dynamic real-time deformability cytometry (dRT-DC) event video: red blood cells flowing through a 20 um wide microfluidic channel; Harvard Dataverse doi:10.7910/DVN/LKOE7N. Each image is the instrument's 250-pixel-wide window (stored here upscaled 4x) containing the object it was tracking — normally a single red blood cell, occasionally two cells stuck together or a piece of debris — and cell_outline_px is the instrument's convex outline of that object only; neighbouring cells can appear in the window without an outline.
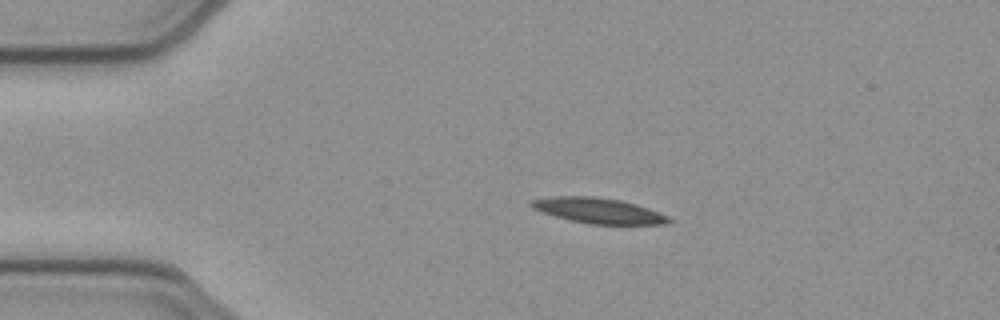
{"species": "common noctule bat (a hibernating species)", "species_latin": "Nyctalus noctula", "temperature_condition": "cold", "stored_images_in_passage": 51, "camera_frame_rate_fps": 3000, "um_per_image_px": 0.085, "animal": {"sex": "female", "body_mass_g": 21.9}, "frame": {"image": 1, "passage_image": 10, "time_ms": 3.0, "image_size_px": [1000, 320], "cell_outline_px": [[672, 220], [668, 224], [588, 224], [540, 212], [532, 208], [528, 204], [528, 200], [552, 196], [596, 196], [620, 200], [636, 204], [648, 208], [668, 216]], "centroid_in_image_um": [50.82, 17.89], "position_along_channel_um": 34.2, "area_um2": 20.46}}
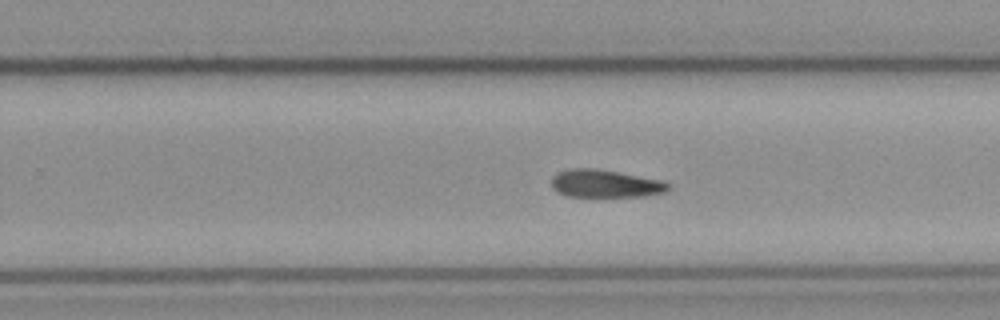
{"frame": {"image": 2, "passage_image": 32, "time_ms": 10.333, "image_size_px": [1000, 320], "cell_outline_px": [[672, 188], [664, 192], [644, 196], [568, 196], [556, 192], [552, 188], [552, 176], [560, 172], [572, 168], [592, 168], [664, 180], [672, 184]], "centroid_in_image_um": [51.49, 15.61], "position_along_channel_um": 278.3, "area_um2": 18.84}}
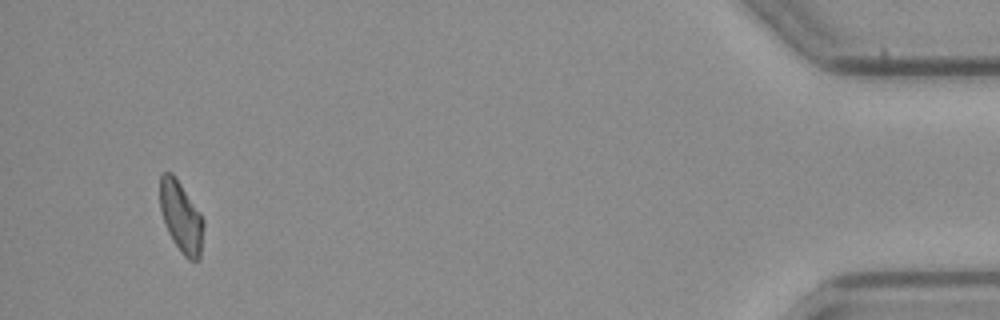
{"frame": {"image": 3, "passage_image": 49, "time_ms": 16.0, "image_size_px": [1000, 320], "cell_outline_px": [[204, 228], [200, 260], [188, 260], [180, 252], [172, 240], [168, 232], [160, 208], [160, 176], [164, 172], [172, 172], [176, 176], [200, 212], [204, 220]], "centroid_in_image_um": [15.41, 18.45], "position_along_channel_um": 419.8, "area_um2": 18.26}, "authors_computed_cell_mechanics": {"area_um2": 19.7676, "velocity_mm_per_s": 3.9061, "shape_relaxation_time_tau1_ms": 7.2956, "shape_relaxation_time_tau2_ms": null, "deformation_change_tau1": 0.1566, "deformation_change_tau2": null}}